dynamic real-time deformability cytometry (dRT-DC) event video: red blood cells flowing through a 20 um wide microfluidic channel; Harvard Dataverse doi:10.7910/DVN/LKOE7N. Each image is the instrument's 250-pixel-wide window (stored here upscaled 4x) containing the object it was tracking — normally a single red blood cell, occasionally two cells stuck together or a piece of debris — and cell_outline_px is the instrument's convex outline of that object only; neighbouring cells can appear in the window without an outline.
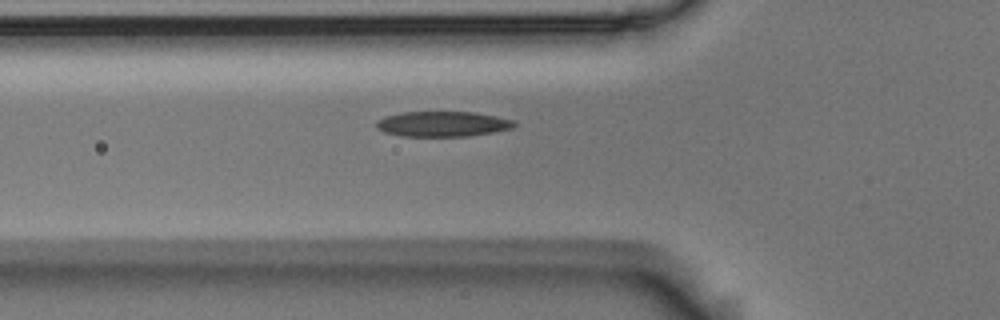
{"species": "Egyptian fruit bat (a non-hibernating species)", "species_latin": "Rousettus aegyptiacus", "temperature_condition": "room temperature", "stored_images_in_passage": 4, "camera_frame_rate_fps": 3000, "um_per_image_px": 0.085, "animal": {"sex": "male"}, "frame": {"image": 1, "passage_image": 4, "time_ms": 1.0, "image_size_px": [1000, 320], "cell_outline_px": [[516, 124], [512, 128], [492, 132], [468, 136], [400, 136], [384, 132], [376, 128], [376, 120], [384, 116], [400, 112], [472, 112], [496, 116], [512, 120]], "centroid_in_image_um": [37.55, 10.53], "position_along_channel_um": 88.2, "area_um2": 20.29}}